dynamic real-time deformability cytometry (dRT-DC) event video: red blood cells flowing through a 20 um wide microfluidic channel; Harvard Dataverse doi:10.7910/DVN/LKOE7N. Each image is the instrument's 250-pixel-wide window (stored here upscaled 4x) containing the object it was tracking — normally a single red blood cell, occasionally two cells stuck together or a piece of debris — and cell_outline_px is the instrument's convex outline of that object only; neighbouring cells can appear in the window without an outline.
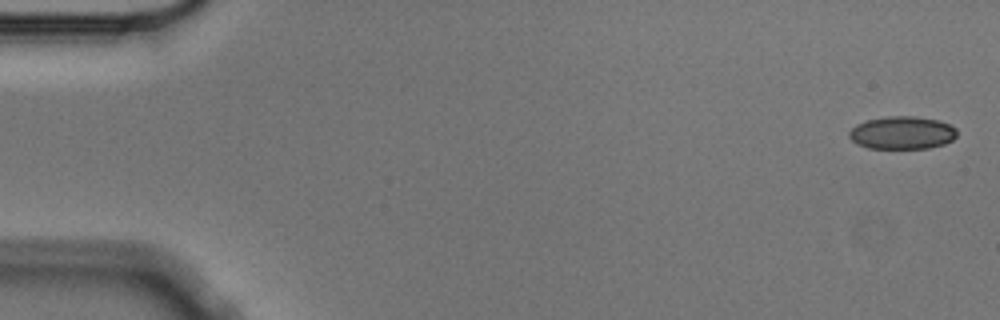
{"species": "Egyptian fruit bat (a non-hibernating species)", "species_latin": "Rousettus aegyptiacus", "temperature_condition": "cold", "stored_images_in_passage": 5, "camera_frame_rate_fps": 3000, "um_per_image_px": 0.085, "animal": {"sex": "male"}, "frame": {"image": 1, "passage_image": 1, "time_ms": 0.0, "image_size_px": [1000, 320], "cell_outline_px": [[956, 136], [952, 140], [944, 144], [928, 148], [868, 148], [856, 144], [848, 136], [848, 132], [856, 124], [868, 120], [888, 116], [912, 116], [940, 120], [956, 128]], "centroid_in_image_um": [76.67, 11.28], "position_along_channel_um": 8.3, "area_um2": 20.63}}
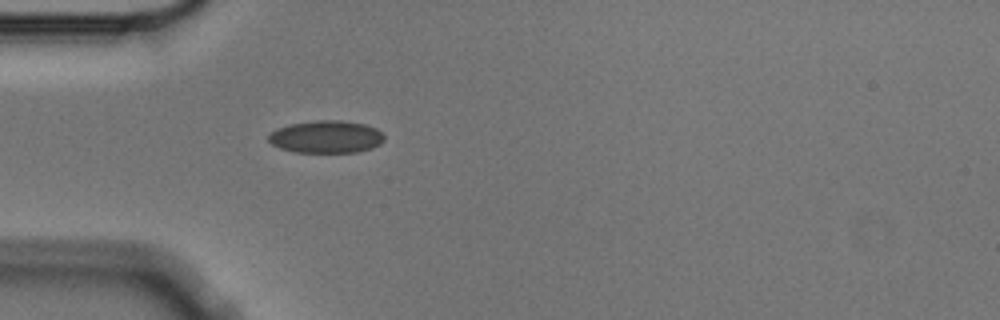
{"frame": {"image": 2, "passage_image": 5, "time_ms": 1.333, "image_size_px": [1000, 320], "cell_outline_px": [[384, 140], [380, 144], [372, 148], [360, 152], [296, 152], [280, 148], [272, 144], [268, 140], [268, 136], [276, 128], [288, 124], [316, 120], [340, 120], [364, 124], [376, 128], [384, 136]], "centroid_in_image_um": [27.72, 11.63], "position_along_channel_um": 57.3, "area_um2": 21.96}}